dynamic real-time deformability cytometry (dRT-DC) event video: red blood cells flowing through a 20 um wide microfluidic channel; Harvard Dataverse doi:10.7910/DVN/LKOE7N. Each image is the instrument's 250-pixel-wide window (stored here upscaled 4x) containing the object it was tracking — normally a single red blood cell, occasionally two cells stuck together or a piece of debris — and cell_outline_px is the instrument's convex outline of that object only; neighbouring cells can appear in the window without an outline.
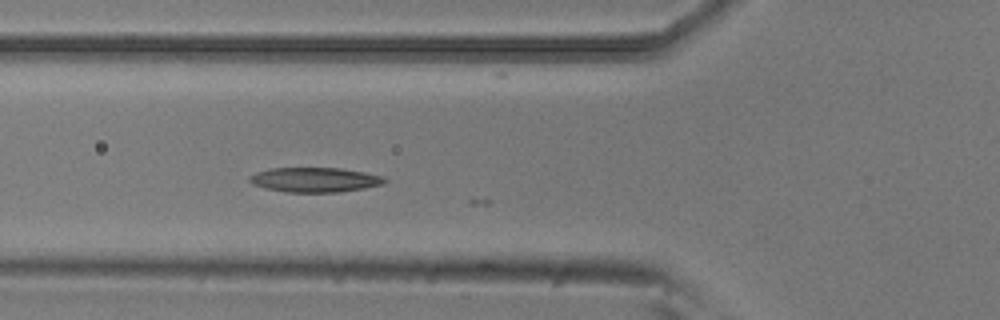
{"species": "common noctule bat (a hibernating species)", "species_latin": "Nyctalus noctula", "temperature_condition": "room temperature", "stored_images_in_passage": 17, "camera_frame_rate_fps": 3000, "um_per_image_px": 0.085, "animal": {"sex": "male", "body_mass_g": 20.5, "forearm_length_mm": 52.5}, "frame": {"image": 1, "passage_image": 16, "time_ms": 5.0, "image_size_px": [1000, 320], "cell_outline_px": [[388, 180], [384, 184], [364, 188], [340, 192], [284, 192], [264, 188], [252, 184], [248, 180], [248, 176], [256, 172], [272, 168], [340, 168], [364, 172], [384, 176]], "centroid_in_image_um": [26.75, 15.28], "position_along_channel_um": 99.0, "area_um2": 19.59}}